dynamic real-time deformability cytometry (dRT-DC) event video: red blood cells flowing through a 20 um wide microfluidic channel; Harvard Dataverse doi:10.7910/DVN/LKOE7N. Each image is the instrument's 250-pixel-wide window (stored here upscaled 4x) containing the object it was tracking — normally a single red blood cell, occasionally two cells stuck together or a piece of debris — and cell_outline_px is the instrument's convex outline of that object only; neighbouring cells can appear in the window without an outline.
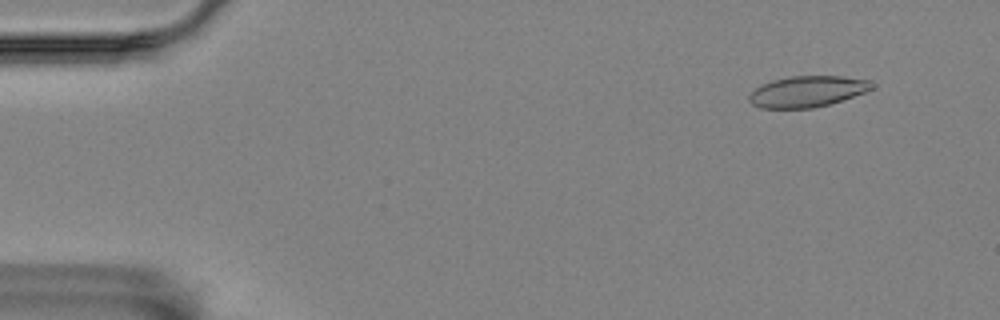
{"species": "Egyptian fruit bat (a non-hibernating species)", "species_latin": "Rousettus aegyptiacus", "temperature_condition": "room temperature", "stored_images_in_passage": 10, "camera_frame_rate_fps": 3000, "um_per_image_px": 0.085, "animal": {"sex": "female"}, "frame": {"image": 1, "passage_image": 2, "time_ms": 0.333, "image_size_px": [1000, 320], "cell_outline_px": [[876, 88], [828, 104], [812, 108], [760, 108], [752, 104], [748, 100], [748, 96], [760, 84], [772, 80], [792, 76], [840, 76], [872, 80], [876, 84]], "centroid_in_image_um": [68.63, 7.76], "position_along_channel_um": 16.4, "area_um2": 22.25}}
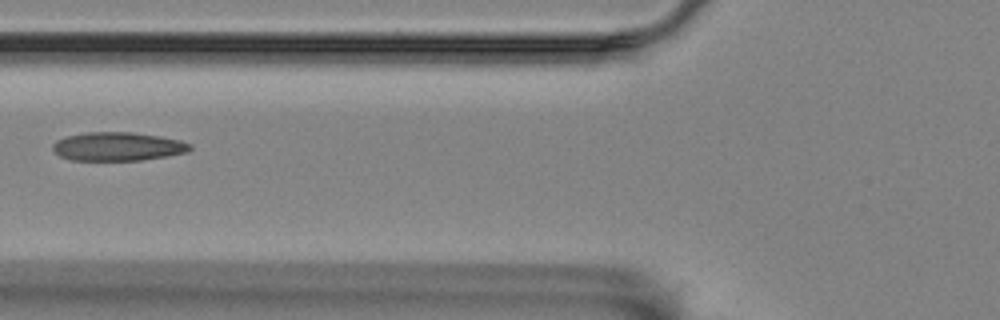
{"frame": {"image": 2, "passage_image": 7, "time_ms": 2.0, "image_size_px": [1000, 320], "cell_outline_px": [[192, 148], [188, 152], [168, 156], [140, 160], [72, 160], [60, 156], [52, 148], [52, 144], [56, 140], [64, 136], [88, 132], [132, 132], [160, 136], [180, 140], [192, 144]], "centroid_in_image_um": [10.02, 12.44], "position_along_channel_um": 115.8, "area_um2": 23.0}}
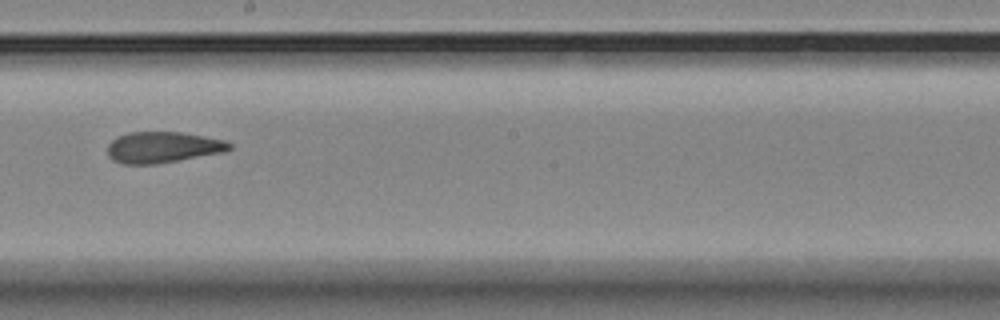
{"frame": {"image": 3, "passage_image": 10, "time_ms": 3.0, "image_size_px": [1000, 320], "cell_outline_px": [[232, 148], [224, 152], [156, 164], [124, 164], [112, 160], [108, 156], [108, 144], [112, 140], [128, 132], [180, 132], [224, 140], [232, 144]], "centroid_in_image_um": [13.82, 12.52], "position_along_channel_um": 234.4, "area_um2": 21.96}}